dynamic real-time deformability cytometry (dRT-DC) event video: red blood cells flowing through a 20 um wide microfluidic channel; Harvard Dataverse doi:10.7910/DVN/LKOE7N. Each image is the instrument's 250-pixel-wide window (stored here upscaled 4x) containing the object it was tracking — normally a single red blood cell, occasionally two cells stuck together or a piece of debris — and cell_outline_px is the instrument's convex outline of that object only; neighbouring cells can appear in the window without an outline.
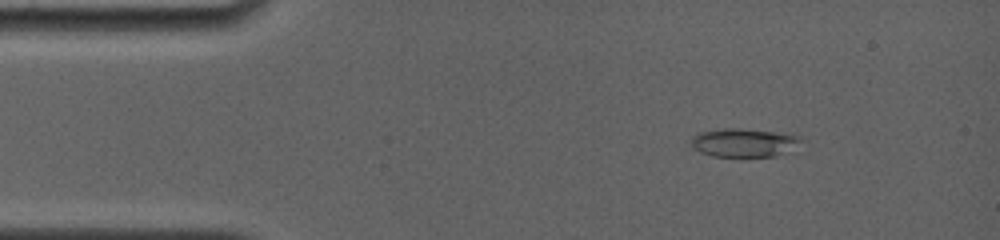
{"species": "common noctule bat (a hibernating species)", "species_latin": "Nyctalus noctula", "temperature_condition": "room temperature", "stored_images_in_passage": 26, "camera_frame_rate_fps": 4000, "um_per_image_px": 0.085, "animal": {"sex": "female", "body_mass_g": 19.0, "forearm_length_mm": 56.7}, "frame": {"image": 1, "passage_image": 2, "time_ms": 0.5, "image_size_px": [1000, 240], "cell_outline_px": [[800, 140], [776, 156], [712, 156], [700, 152], [692, 144], [692, 136], [700, 132], [724, 128], [740, 128], [772, 132], [800, 136]], "centroid_in_image_um": [63.12, 12.11], "position_along_channel_um": 21.9, "area_um2": 17.46}}
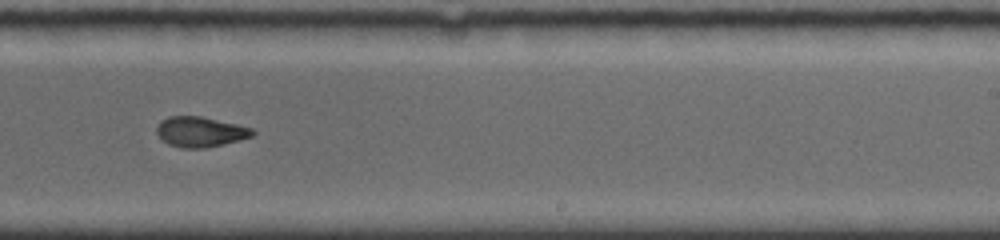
{"frame": {"image": 2, "passage_image": 14, "time_ms": 8.75, "image_size_px": [1000, 240], "cell_outline_px": [[256, 132], [252, 136], [240, 140], [224, 144], [204, 148], [180, 148], [168, 144], [156, 132], [156, 128], [160, 120], [168, 116], [200, 116], [236, 124], [252, 128]], "centroid_in_image_um": [17.02, 11.2], "position_along_channel_um": 272.0, "area_um2": 16.88}}
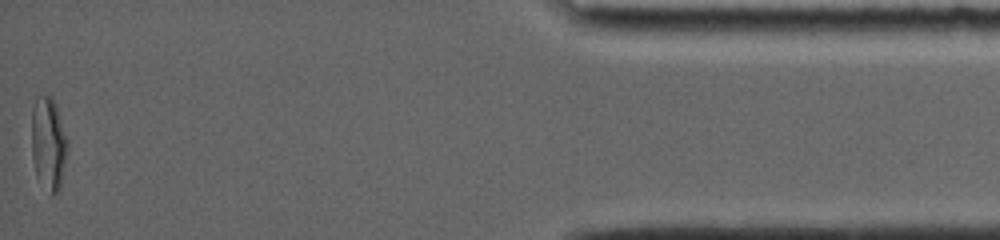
{"frame": {"image": 3, "passage_image": 26, "time_ms": 14.75, "image_size_px": [1000, 240], "cell_outline_px": [[68, 152], [60, 192], [52, 196], [36, 176], [32, 160], [32, 112], [36, 96], [52, 96], [56, 104], [68, 140]], "centroid_in_image_um": [4.14, 12.24], "position_along_channel_um": 431.1, "area_um2": 19.94}, "authors_computed_cell_mechanics": {"area_um2": 17.5712, "velocity_mm_per_s": 3.8357, "shape_relaxation_time_tau1_ms": 9.2184, "shape_relaxation_time_tau2_ms": 2.5444, "deformation_change_tau1": 0.2514, "deformation_change_tau2": 0.0789}}